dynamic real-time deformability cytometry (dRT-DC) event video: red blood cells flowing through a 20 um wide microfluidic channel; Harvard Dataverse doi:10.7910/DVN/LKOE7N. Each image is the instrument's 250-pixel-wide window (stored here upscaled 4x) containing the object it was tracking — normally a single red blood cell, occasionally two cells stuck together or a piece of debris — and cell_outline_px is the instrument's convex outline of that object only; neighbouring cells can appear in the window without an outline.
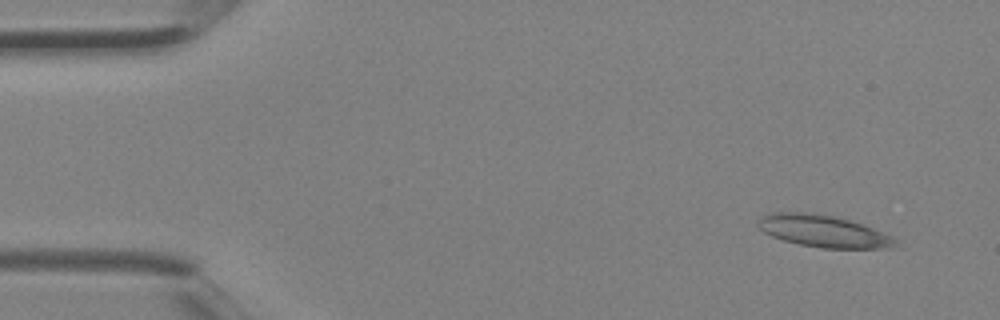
{"species": "Egyptian fruit bat (a non-hibernating species)", "species_latin": "Rousettus aegyptiacus", "temperature_condition": "room temperature", "stored_images_in_passage": 4, "camera_frame_rate_fps": 3000, "um_per_image_px": 0.085, "animal": {"sex": "female"}, "frame": {"image": 1, "passage_image": 1, "time_ms": 0.0, "image_size_px": [1000, 320], "cell_outline_px": [[900, 248], [820, 248], [800, 244], [784, 240], [772, 236], [764, 232], [756, 224], [756, 220], [768, 212], [812, 212], [836, 216], [852, 220], [864, 224], [892, 236], [896, 240]], "centroid_in_image_um": [70.01, 19.63], "position_along_channel_um": 15.0, "area_um2": 26.07}}